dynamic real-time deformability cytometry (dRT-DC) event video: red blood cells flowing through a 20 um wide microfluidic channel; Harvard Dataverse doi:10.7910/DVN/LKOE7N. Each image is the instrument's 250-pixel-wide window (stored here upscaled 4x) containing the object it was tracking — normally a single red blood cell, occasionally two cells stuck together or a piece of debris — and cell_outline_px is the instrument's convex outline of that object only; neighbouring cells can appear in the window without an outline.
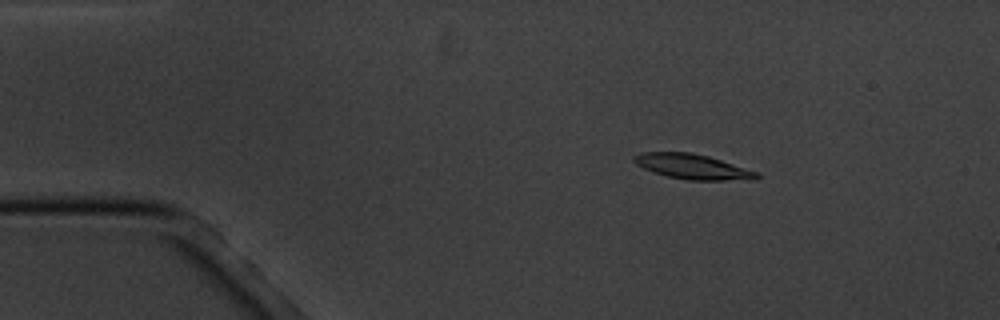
{"species": "common noctule bat (a hibernating species)", "species_latin": "Nyctalus noctula", "temperature_condition": "cold", "stored_images_in_passage": 5, "camera_frame_rate_fps": 3000, "um_per_image_px": 0.085, "animal": {"sex": "male", "body_mass_g": 20.1, "forearm_length_mm": 53.5}, "frame": {"image": 1, "passage_image": 3, "time_ms": 2.333, "image_size_px": [1000, 320], "cell_outline_px": [[760, 176], [756, 180], [688, 180], [668, 176], [644, 168], [636, 164], [632, 160], [632, 156], [640, 152], [692, 152], [708, 156], [760, 172]], "centroid_in_image_um": [58.91, 14.16], "position_along_channel_um": 26.1, "area_um2": 17.98}}